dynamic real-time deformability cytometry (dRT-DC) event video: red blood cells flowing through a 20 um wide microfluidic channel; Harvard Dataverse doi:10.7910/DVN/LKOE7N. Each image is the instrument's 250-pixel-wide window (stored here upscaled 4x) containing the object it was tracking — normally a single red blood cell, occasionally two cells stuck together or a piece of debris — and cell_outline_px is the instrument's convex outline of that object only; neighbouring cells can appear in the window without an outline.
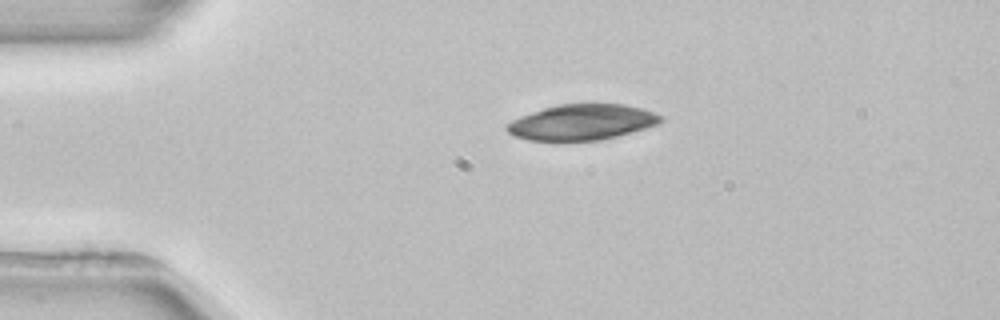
{"species": "common noctule bat (a hibernating species)", "species_latin": "Nyctalus noctula", "temperature_condition": "room temperature", "stored_images_in_passage": 3, "camera_frame_rate_fps": 3000, "um_per_image_px": 0.085, "animal": {"sex": "female", "body_mass_g": 22.7, "forearm_length_mm": 54.2}, "frame": {"image": 1, "passage_image": 1, "time_ms": 0.0, "image_size_px": [1000, 320], "cell_outline_px": [[664, 120], [660, 124], [616, 136], [600, 140], [528, 140], [512, 136], [504, 128], [512, 120], [520, 116], [556, 104], [624, 104], [640, 108], [664, 116]], "centroid_in_image_um": [49.46, 10.38], "position_along_channel_um": 35.5, "area_um2": 31.85}}